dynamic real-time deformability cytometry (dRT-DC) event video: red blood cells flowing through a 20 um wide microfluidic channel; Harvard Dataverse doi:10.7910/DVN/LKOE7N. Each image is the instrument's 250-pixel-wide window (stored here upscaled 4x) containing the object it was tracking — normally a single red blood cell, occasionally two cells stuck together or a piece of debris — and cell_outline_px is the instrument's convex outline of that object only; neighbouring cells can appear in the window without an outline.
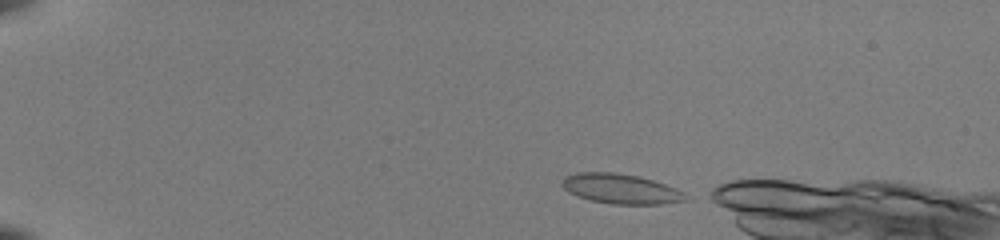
{"species": "common noctule bat (a hibernating species)", "species_latin": "Nyctalus noctula", "temperature_condition": "room temperature", "stored_images_in_passage": 39, "camera_frame_rate_fps": 3000, "um_per_image_px": 0.085, "animal": {"sex": "female", "body_mass_g": 22.0, "forearm_length_mm": 56.7}, "frame": {"image": 1, "passage_image": 1, "time_ms": 0.0, "image_size_px": [1000, 240], "cell_outline_px": [[692, 200], [660, 204], [612, 204], [592, 200], [576, 196], [568, 192], [560, 184], [560, 180], [564, 176], [576, 172], [612, 172], [640, 176], [676, 188], [692, 196]], "centroid_in_image_um": [52.79, 16.05], "position_along_channel_um": 32.2, "area_um2": 21.91}}
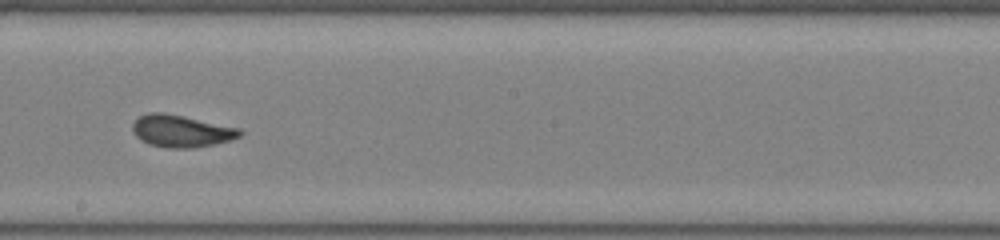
{"frame": {"image": 2, "passage_image": 23, "time_ms": 7.333, "image_size_px": [1000, 240], "cell_outline_px": [[244, 132], [240, 136], [232, 140], [216, 144], [192, 148], [168, 148], [148, 144], [140, 140], [132, 132], [132, 124], [140, 116], [148, 112], [164, 112], [184, 116], [240, 128]], "centroid_in_image_um": [15.41, 11.14], "position_along_channel_um": 232.8, "area_um2": 20.35}}
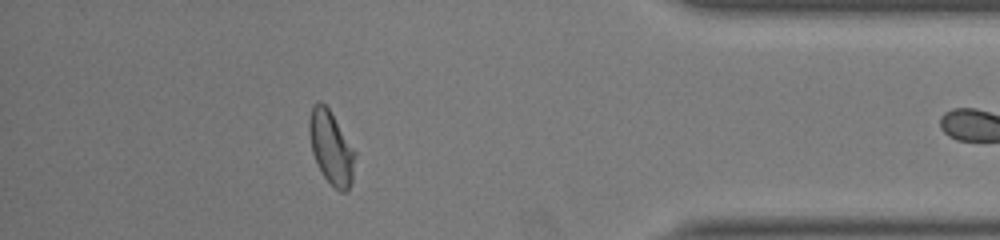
{"frame": {"image": 3, "passage_image": 38, "time_ms": 12.333, "image_size_px": [1000, 240], "cell_outline_px": [[356, 156], [352, 180], [348, 192], [340, 192], [324, 176], [312, 152], [308, 132], [308, 120], [312, 108], [316, 100], [320, 100], [328, 108], [356, 152]], "centroid_in_image_um": [28.15, 12.54], "position_along_channel_um": 407.1, "area_um2": 19.42}}